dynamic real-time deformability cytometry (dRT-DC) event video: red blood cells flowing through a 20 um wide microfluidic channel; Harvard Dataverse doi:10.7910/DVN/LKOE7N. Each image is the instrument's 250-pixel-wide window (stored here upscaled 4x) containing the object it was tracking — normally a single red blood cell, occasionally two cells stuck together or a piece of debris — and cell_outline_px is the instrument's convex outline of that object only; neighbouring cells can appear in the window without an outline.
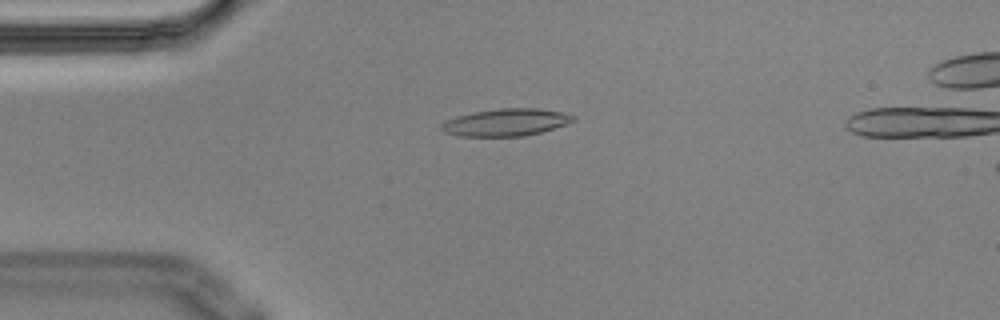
{"species": "Egyptian fruit bat (a non-hibernating species)", "species_latin": "Rousettus aegyptiacus", "temperature_condition": "cold", "stored_images_in_passage": 4, "camera_frame_rate_fps": 3000, "um_per_image_px": 0.085, "animal": {"sex": "male"}, "frame": {"image": 1, "passage_image": 3, "time_ms": 0.667, "image_size_px": [1000, 320], "cell_outline_px": [[576, 120], [540, 132], [524, 136], [460, 136], [444, 132], [440, 128], [440, 124], [444, 120], [456, 116], [476, 112], [500, 108], [536, 108], [560, 112], [576, 116]], "centroid_in_image_um": [42.95, 10.4], "position_along_channel_um": 42.0, "area_um2": 20.75}}